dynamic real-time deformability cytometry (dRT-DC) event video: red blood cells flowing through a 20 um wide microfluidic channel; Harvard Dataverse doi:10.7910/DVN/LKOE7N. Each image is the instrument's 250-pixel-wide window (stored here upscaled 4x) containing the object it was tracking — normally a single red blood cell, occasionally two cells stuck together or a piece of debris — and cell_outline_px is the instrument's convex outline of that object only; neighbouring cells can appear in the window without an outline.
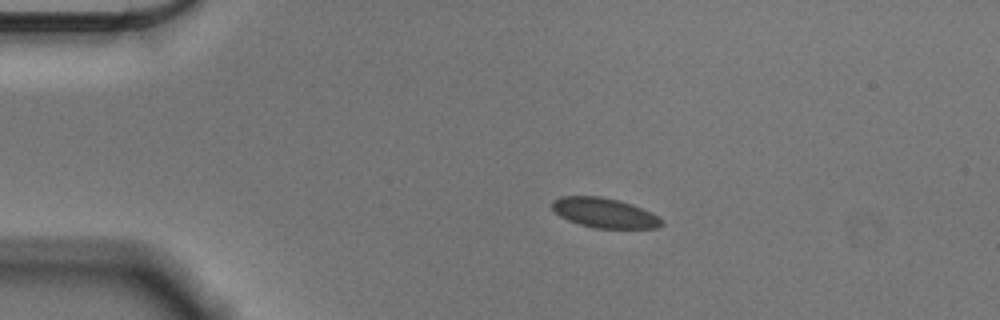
{"species": "Egyptian fruit bat (a non-hibernating species)", "species_latin": "Rousettus aegyptiacus", "temperature_condition": "cold", "stored_images_in_passage": 46, "camera_frame_rate_fps": 3000, "um_per_image_px": 0.085, "animal": {"sex": "male"}, "frame": {"image": 1, "passage_image": 1, "time_ms": 0.0, "image_size_px": [1000, 320], "cell_outline_px": [[664, 224], [656, 228], [596, 228], [580, 224], [568, 220], [560, 216], [552, 208], [552, 200], [560, 196], [600, 196], [620, 200], [632, 204], [652, 212], [664, 220]], "centroid_in_image_um": [51.4, 18.08], "position_along_channel_um": 33.6, "area_um2": 19.13}}
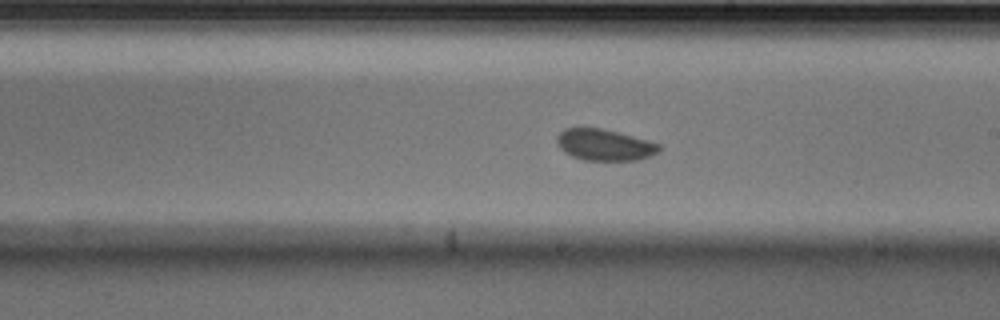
{"frame": {"image": 2, "passage_image": 22, "time_ms": 7.0, "image_size_px": [1000, 320], "cell_outline_px": [[660, 152], [652, 156], [636, 160], [584, 160], [572, 156], [564, 152], [556, 144], [556, 136], [564, 128], [600, 128], [648, 140], [660, 144]], "centroid_in_image_um": [51.37, 12.32], "position_along_channel_um": 237.6, "area_um2": 18.73}}
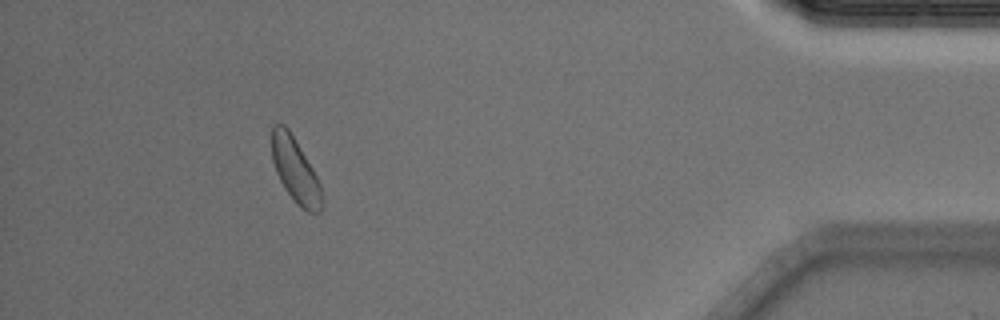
{"frame": {"image": 3, "passage_image": 41, "time_ms": 13.333, "image_size_px": [1000, 320], "cell_outline_px": [[324, 200], [320, 212], [308, 212], [300, 208], [296, 204], [284, 188], [276, 172], [272, 160], [272, 128], [276, 124], [284, 124], [288, 128], [312, 168], [320, 184]], "centroid_in_image_um": [25.11, 14.52], "position_along_channel_um": 410.1, "area_um2": 18.79}, "authors_computed_cell_mechanics": {"area_um2": 19.0451, "velocity_mm_per_s": 3.5575, "shape_relaxation_time_tau1_ms": 2.0505, "shape_relaxation_time_tau2_ms": 9.9955, "deformation_change_tau1": 0.0545, "deformation_change_tau2": 0.0825}}